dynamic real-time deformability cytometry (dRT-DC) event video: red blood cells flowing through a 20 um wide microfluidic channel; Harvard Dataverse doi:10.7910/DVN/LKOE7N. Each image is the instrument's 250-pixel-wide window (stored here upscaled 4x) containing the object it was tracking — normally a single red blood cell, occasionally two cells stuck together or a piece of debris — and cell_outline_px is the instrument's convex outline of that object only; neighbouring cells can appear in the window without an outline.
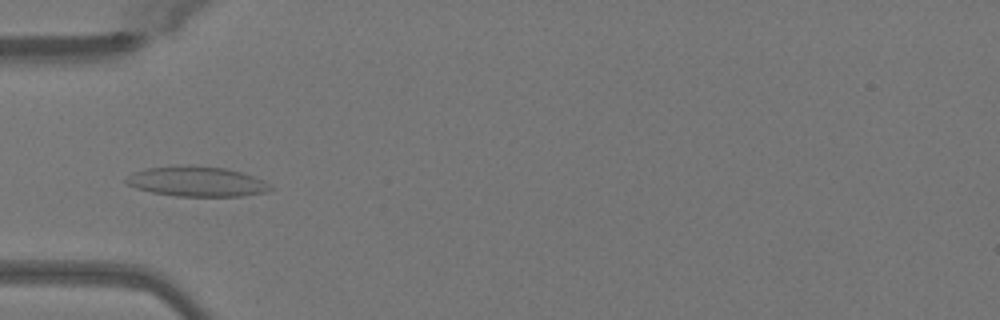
{"species": "Egyptian fruit bat (a non-hibernating species)", "species_latin": "Rousettus aegyptiacus", "temperature_condition": "warm", "stored_images_in_passage": 51, "camera_frame_rate_fps": 3000, "um_per_image_px": 0.085, "animal": {"sex": "female"}, "frame": {"image": 1, "passage_image": 17, "time_ms": 5.333, "image_size_px": [1000, 320], "cell_outline_px": [[276, 188], [268, 192], [240, 196], [176, 196], [152, 192], [136, 188], [128, 184], [124, 180], [132, 172], [144, 168], [176, 164], [196, 164], [224, 168], [240, 172], [264, 180]], "centroid_in_image_um": [16.72, 15.4], "position_along_channel_um": 68.3, "area_um2": 25.78}}
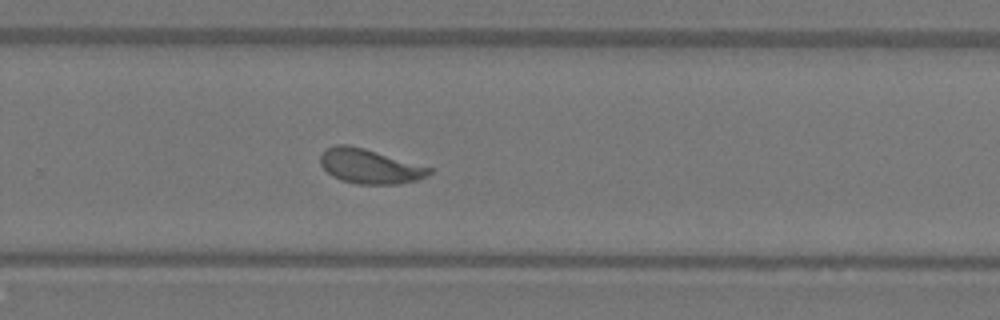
{"frame": {"image": 2, "passage_image": 34, "time_ms": 11.0, "image_size_px": [1000, 320], "cell_outline_px": [[432, 172], [420, 180], [396, 184], [360, 184], [340, 180], [332, 176], [320, 164], [320, 156], [324, 148], [336, 144], [348, 144], [364, 148], [432, 168]], "centroid_in_image_um": [31.4, 14.13], "position_along_channel_um": 298.4, "area_um2": 21.96}}
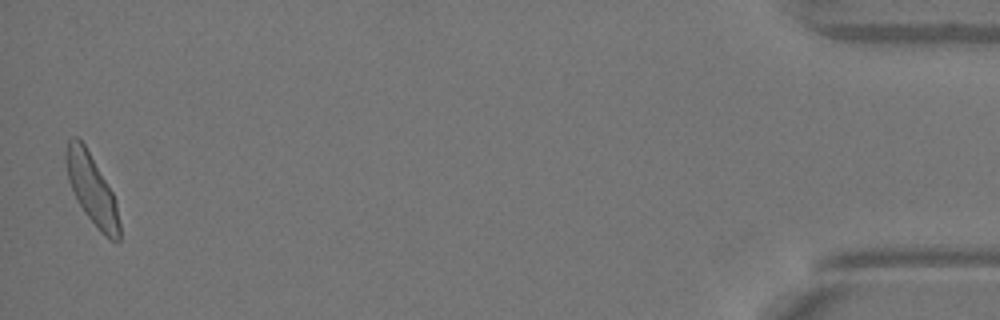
{"frame": {"image": 3, "passage_image": 50, "time_ms": 16.333, "image_size_px": [1000, 320], "cell_outline_px": [[120, 240], [116, 244], [108, 240], [100, 232], [84, 212], [68, 180], [64, 160], [64, 152], [68, 140], [72, 136], [76, 136], [84, 144], [112, 192], [116, 200], [120, 224]], "centroid_in_image_um": [7.81, 16.13], "position_along_channel_um": 427.4, "area_um2": 21.85}, "authors_computed_cell_mechanics": {"area_um2": 21.964, "velocity_mm_per_s": 4.0688, "shape_relaxation_time_tau1_ms": 2.4, "shape_relaxation_time_tau2_ms": 0.8699, "deformation_change_tau1": 0.1072, "deformation_change_tau2": 0.0679}}